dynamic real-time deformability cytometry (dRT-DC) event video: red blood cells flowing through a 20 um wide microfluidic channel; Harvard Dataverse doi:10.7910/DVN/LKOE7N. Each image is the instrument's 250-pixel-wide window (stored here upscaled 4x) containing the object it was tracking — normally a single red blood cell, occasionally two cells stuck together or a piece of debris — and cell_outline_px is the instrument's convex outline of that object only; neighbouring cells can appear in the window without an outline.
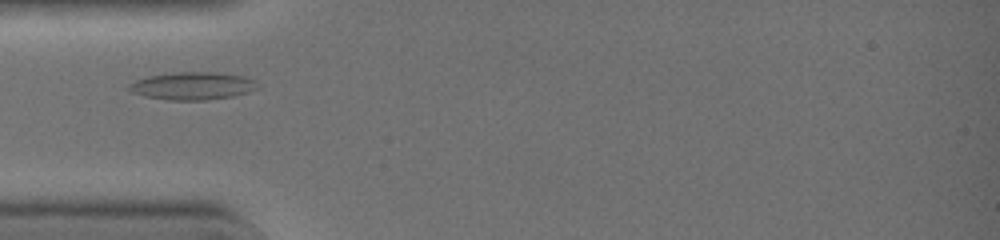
{"species": "common noctule bat (a hibernating species)", "species_latin": "Nyctalus noctula", "temperature_condition": "warm", "stored_images_in_passage": 28, "camera_frame_rate_fps": 3000, "um_per_image_px": 0.085, "animal": {"sex": "female", "body_mass_g": 19.0, "forearm_length_mm": 51.5}, "frame": {"image": 1, "passage_image": 1, "time_ms": 0.0, "image_size_px": [1000, 240], "cell_outline_px": [[256, 88], [248, 92], [232, 96], [204, 100], [172, 100], [144, 96], [132, 92], [128, 88], [128, 84], [136, 80], [148, 76], [172, 72], [220, 72], [244, 76], [256, 80]], "centroid_in_image_um": [16.36, 7.29], "position_along_channel_um": 68.6, "area_um2": 20.69}}
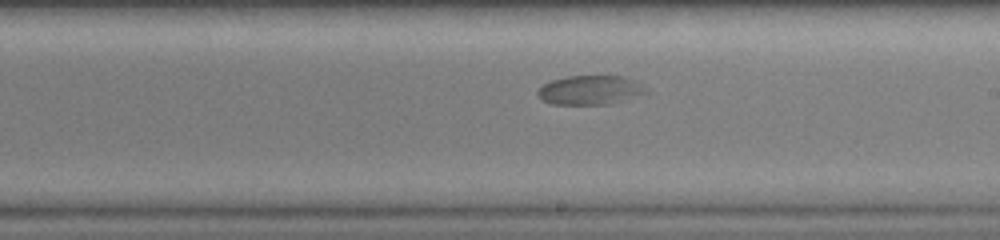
{"frame": {"image": 2, "passage_image": 13, "time_ms": 4.0, "image_size_px": [1000, 240], "cell_outline_px": [[648, 92], [604, 104], [552, 104], [544, 100], [536, 92], [544, 84], [552, 80], [568, 76], [624, 76], [636, 80], [648, 88]], "centroid_in_image_um": [50.17, 7.63], "position_along_channel_um": 238.8, "area_um2": 18.03}}
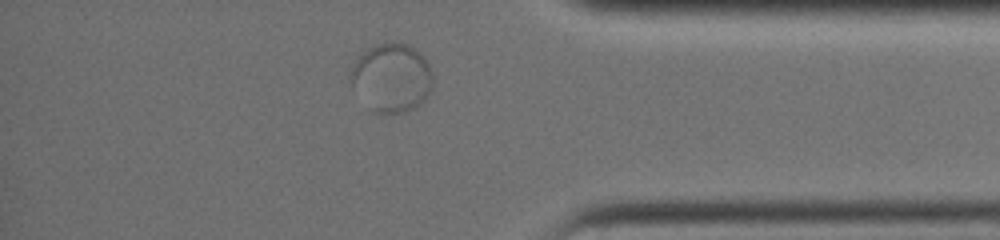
{"frame": {"image": 3, "passage_image": 25, "time_ms": 8.0, "image_size_px": [1000, 240], "cell_outline_px": [[432, 88], [428, 96], [420, 104], [412, 108], [400, 112], [376, 112], [368, 108], [352, 92], [348, 76], [352, 64], [360, 52], [376, 44], [408, 44], [420, 52], [424, 56], [432, 72]], "centroid_in_image_um": [33.22, 6.61], "position_along_channel_um": 402.0, "area_um2": 33.35}}